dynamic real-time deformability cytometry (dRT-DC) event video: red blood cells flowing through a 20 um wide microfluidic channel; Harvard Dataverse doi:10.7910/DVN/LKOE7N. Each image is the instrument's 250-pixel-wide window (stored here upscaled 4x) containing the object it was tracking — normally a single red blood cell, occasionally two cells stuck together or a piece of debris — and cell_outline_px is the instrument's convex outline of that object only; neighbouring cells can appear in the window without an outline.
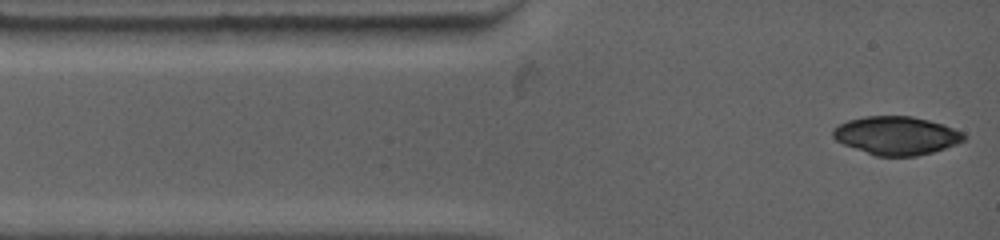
{"species": "common noctule bat (a hibernating species)", "species_latin": "Nyctalus noctula", "temperature_condition": "warm", "stored_images_in_passage": 10, "camera_frame_rate_fps": 4500, "um_per_image_px": 0.085, "animal": {"sex": "female", "body_mass_g": 19.0, "forearm_length_mm": 53.3}, "frame": {"image": 1, "passage_image": 1, "time_ms": 0.0, "image_size_px": [1000, 240], "cell_outline_px": [[968, 136], [964, 140], [956, 144], [932, 152], [916, 156], [876, 156], [844, 144], [836, 140], [832, 136], [832, 128], [848, 120], [868, 116], [912, 116], [944, 124], [964, 132]], "centroid_in_image_um": [76.22, 11.52], "position_along_channel_um": 8.8, "area_um2": 29.25}}